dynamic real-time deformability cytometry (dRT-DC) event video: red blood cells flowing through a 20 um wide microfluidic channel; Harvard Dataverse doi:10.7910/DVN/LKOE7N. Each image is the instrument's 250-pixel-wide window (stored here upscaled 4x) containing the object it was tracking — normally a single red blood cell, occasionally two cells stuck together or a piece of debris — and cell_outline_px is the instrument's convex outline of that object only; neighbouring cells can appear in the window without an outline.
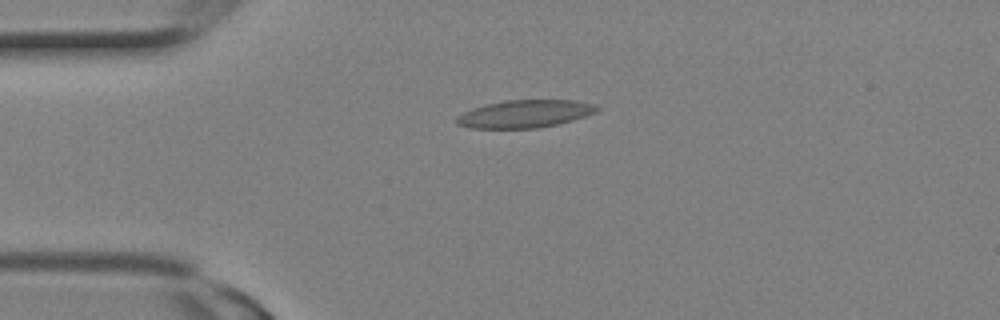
{"species": "Egyptian fruit bat (a non-hibernating species)", "species_latin": "Rousettus aegyptiacus", "temperature_condition": "room temperature", "stored_images_in_passage": 16, "camera_frame_rate_fps": 3000, "um_per_image_px": 0.085, "animal": {"sex": "female"}, "frame": {"image": 1, "passage_image": 5, "time_ms": 1.333, "image_size_px": [1000, 320], "cell_outline_px": [[600, 108], [596, 112], [572, 120], [540, 128], [468, 128], [456, 124], [456, 116], [472, 108], [504, 100], [576, 100], [596, 104]], "centroid_in_image_um": [44.61, 9.67], "position_along_channel_um": 40.4, "area_um2": 22.66}}
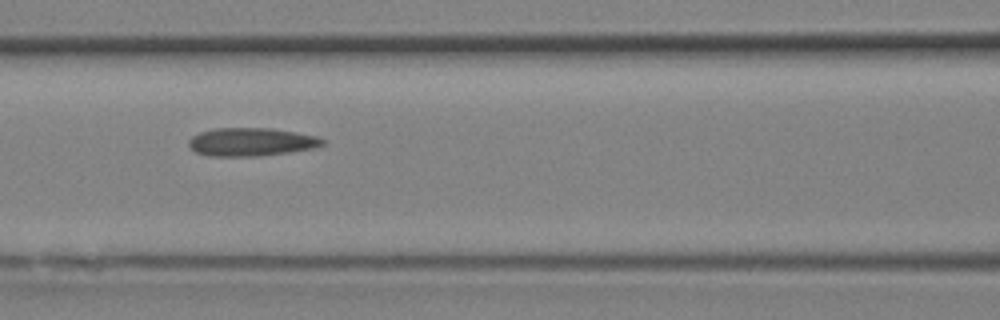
{"frame": {"image": 2, "passage_image": 10, "time_ms": 3.0, "image_size_px": [1000, 320], "cell_outline_px": [[324, 144], [316, 148], [260, 156], [208, 156], [196, 152], [188, 144], [188, 140], [192, 136], [200, 132], [216, 128], [272, 128], [316, 136], [324, 140]], "centroid_in_image_um": [21.34, 12.06], "position_along_channel_um": 145.3, "area_um2": 21.96}}
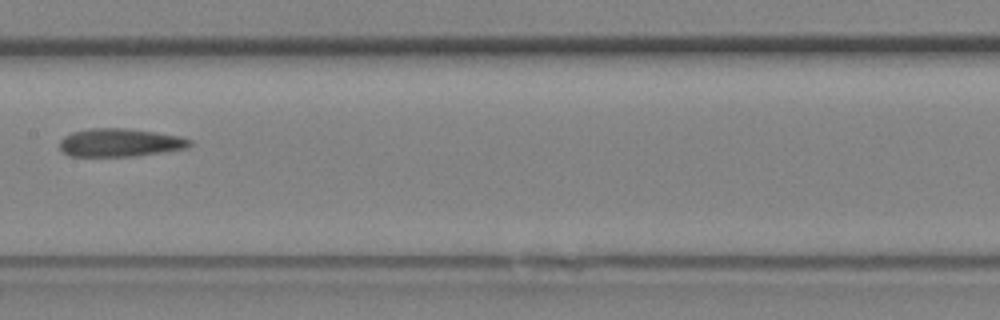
{"frame": {"image": 3, "passage_image": 12, "time_ms": 3.667, "image_size_px": [1000, 320], "cell_outline_px": [[192, 144], [188, 148], [168, 152], [136, 156], [68, 156], [60, 148], [60, 140], [64, 136], [72, 132], [88, 128], [124, 128], [180, 136], [192, 140]], "centroid_in_image_um": [10.22, 12.13], "position_along_channel_um": 197.2, "area_um2": 21.5}}